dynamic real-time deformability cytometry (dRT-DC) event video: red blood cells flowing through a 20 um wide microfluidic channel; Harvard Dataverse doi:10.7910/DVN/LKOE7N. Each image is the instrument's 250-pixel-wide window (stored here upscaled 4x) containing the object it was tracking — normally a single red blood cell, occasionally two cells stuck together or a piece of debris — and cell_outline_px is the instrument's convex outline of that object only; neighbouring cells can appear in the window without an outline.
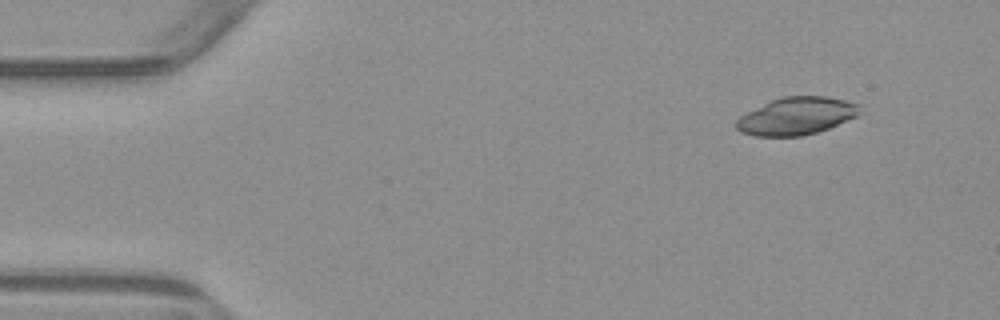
{"species": "common noctule bat (a hibernating species)", "species_latin": "Nyctalus noctula", "temperature_condition": "warm", "stored_images_in_passage": 3, "camera_frame_rate_fps": 3000, "um_per_image_px": 0.085, "animal": {"sex": "male", "body_mass_g": 23.1, "forearm_length_mm": 52.7}, "frame": {"image": 1, "passage_image": 1, "time_ms": 0.0, "image_size_px": [1000, 320], "cell_outline_px": [[860, 112], [856, 116], [828, 128], [816, 132], [800, 136], [756, 136], [740, 132], [736, 128], [736, 120], [740, 116], [772, 100], [784, 96], [828, 96], [844, 100], [856, 104]], "centroid_in_image_um": [67.67, 9.86], "position_along_channel_um": 17.3, "area_um2": 26.53}}